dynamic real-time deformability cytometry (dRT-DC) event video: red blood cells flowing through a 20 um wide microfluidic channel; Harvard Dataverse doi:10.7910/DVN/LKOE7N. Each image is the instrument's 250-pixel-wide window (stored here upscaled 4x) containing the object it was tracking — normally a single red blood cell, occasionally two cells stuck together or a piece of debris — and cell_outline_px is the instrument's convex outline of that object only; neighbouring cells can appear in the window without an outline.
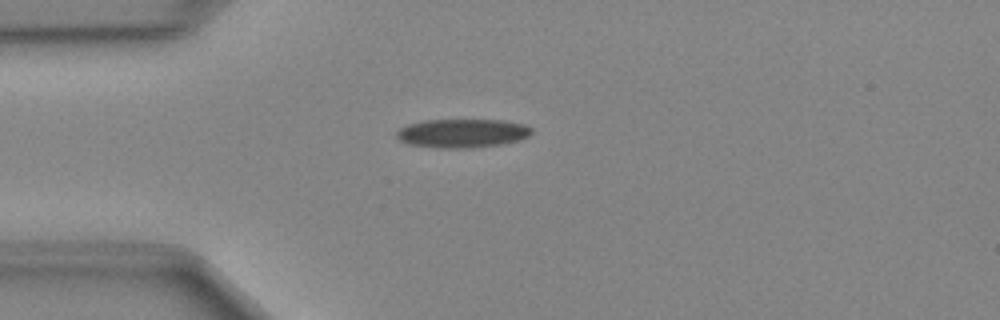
{"species": "Egyptian fruit bat (a non-hibernating species)", "species_latin": "Rousettus aegyptiacus", "temperature_condition": "cold", "stored_images_in_passage": 33, "camera_frame_rate_fps": 3000, "um_per_image_px": 0.085, "animal": {"sex": "female"}, "frame": {"image": 1, "passage_image": 2, "time_ms": 0.333, "image_size_px": [1000, 320], "cell_outline_px": [[532, 132], [528, 136], [516, 140], [500, 144], [468, 148], [440, 148], [408, 144], [400, 140], [396, 136], [396, 132], [400, 128], [408, 124], [424, 120], [504, 120], [524, 124], [532, 128]], "centroid_in_image_um": [39.27, 11.32], "position_along_channel_um": 45.7, "area_um2": 22.48}}
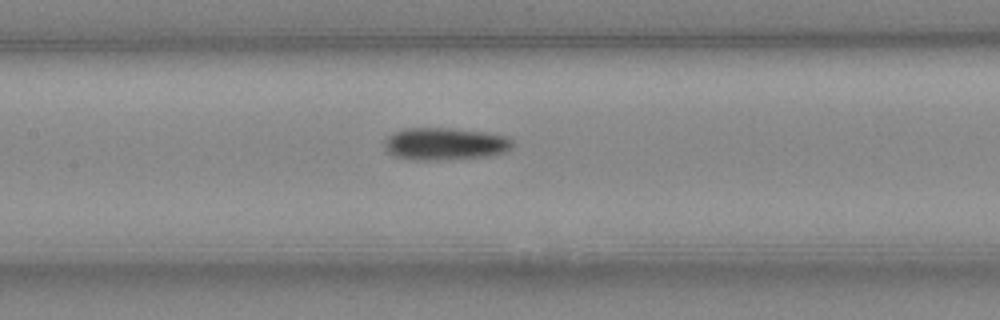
{"frame": {"image": 2, "passage_image": 12, "time_ms": 3.667, "image_size_px": [1000, 320], "cell_outline_px": [[516, 144], [512, 148], [504, 152], [488, 156], [436, 160], [424, 160], [396, 156], [388, 152], [384, 148], [384, 140], [392, 132], [404, 128], [452, 128], [488, 132], [508, 136]], "centroid_in_image_um": [37.86, 12.21], "position_along_channel_um": 169.5, "area_um2": 24.33}}
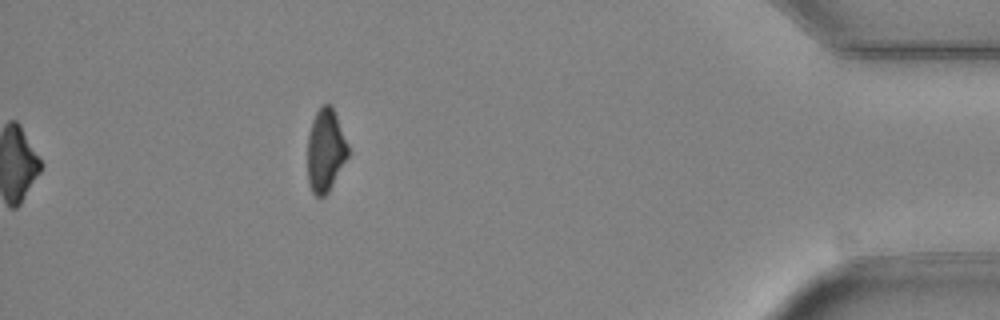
{"frame": {"image": 3, "passage_image": 33, "time_ms": 10.667, "image_size_px": [1000, 320], "cell_outline_px": [[348, 156], [328, 192], [324, 196], [316, 196], [312, 192], [308, 184], [308, 136], [312, 120], [320, 104], [332, 104], [348, 144]], "centroid_in_image_um": [27.66, 12.75], "position_along_channel_um": 407.5, "area_um2": 19.59}}